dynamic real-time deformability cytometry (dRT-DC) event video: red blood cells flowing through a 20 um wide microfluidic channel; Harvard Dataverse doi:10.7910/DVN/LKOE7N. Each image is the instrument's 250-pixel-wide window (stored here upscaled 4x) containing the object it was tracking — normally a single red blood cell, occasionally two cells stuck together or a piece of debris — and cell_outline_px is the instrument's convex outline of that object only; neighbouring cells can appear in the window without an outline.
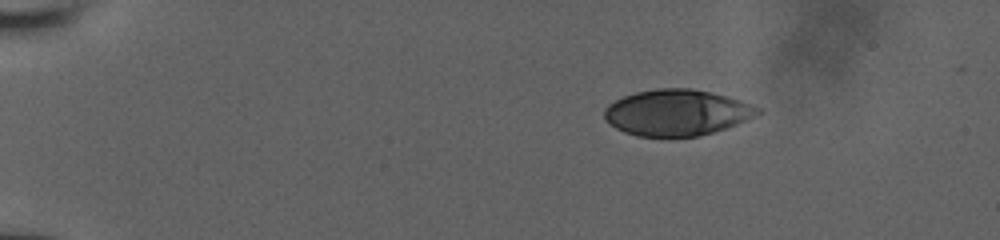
{"species": "human", "species_latin": "Homo sapiens", "temperature_condition": "room temperature", "stored_images_in_passage": 40, "camera_frame_rate_fps": 3000, "um_per_image_px": 0.085, "donor": {"sex": "male"}, "frame": {"image": 1, "passage_image": 1, "time_ms": 0.0, "image_size_px": [1000, 240], "cell_outline_px": [[760, 112], [756, 116], [748, 120], [700, 136], [668, 140], [636, 136], [624, 132], [616, 128], [604, 120], [604, 108], [608, 104], [624, 96], [636, 92], [656, 88], [692, 88], [740, 100], [760, 108]], "centroid_in_image_um": [57.48, 9.61], "position_along_channel_um": 27.5, "area_um2": 41.91}}
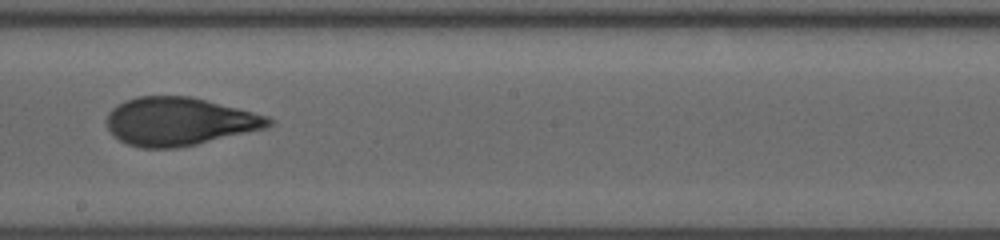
{"frame": {"image": 2, "passage_image": 22, "time_ms": 7.667, "image_size_px": [1000, 240], "cell_outline_px": [[272, 124], [268, 128], [196, 144], [176, 148], [140, 148], [128, 144], [120, 140], [108, 128], [108, 112], [112, 108], [124, 100], [136, 96], [192, 96], [268, 116], [272, 120]], "centroid_in_image_um": [15.24, 10.32], "position_along_channel_um": 233.0, "area_um2": 45.32}}
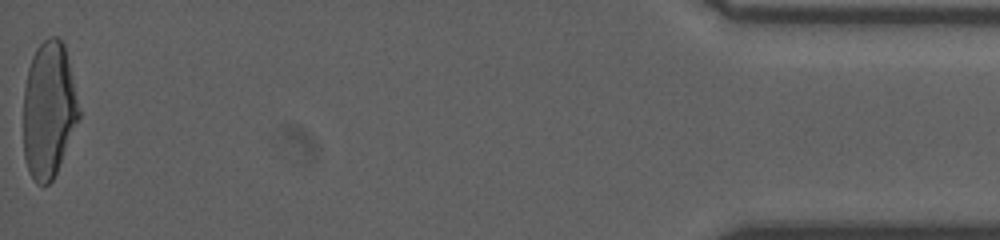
{"frame": {"image": 3, "passage_image": 40, "time_ms": 14.667, "image_size_px": [1000, 240], "cell_outline_px": [[80, 116], [56, 172], [52, 180], [48, 184], [36, 184], [28, 172], [24, 156], [24, 88], [28, 68], [32, 56], [36, 48], [44, 40], [52, 36], [56, 36], [64, 44], [80, 108]], "centroid_in_image_um": [4.13, 9.34], "position_along_channel_um": 431.1, "area_um2": 43.87}}